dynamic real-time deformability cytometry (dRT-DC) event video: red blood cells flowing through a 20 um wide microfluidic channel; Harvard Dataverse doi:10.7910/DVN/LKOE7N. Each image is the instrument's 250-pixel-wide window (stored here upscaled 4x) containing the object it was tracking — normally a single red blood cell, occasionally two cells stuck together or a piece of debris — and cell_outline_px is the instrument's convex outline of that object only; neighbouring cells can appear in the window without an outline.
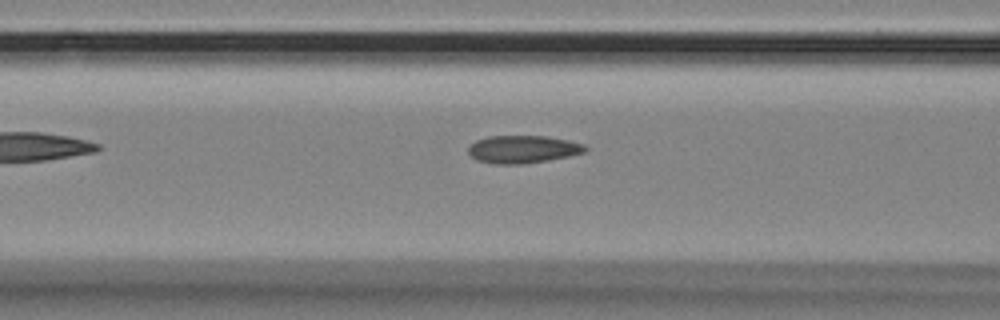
{"species": "Egyptian fruit bat (a non-hibernating species)", "species_latin": "Rousettus aegyptiacus", "temperature_condition": "room temperature", "stored_images_in_passage": 36, "camera_frame_rate_fps": 3000, "um_per_image_px": 0.085, "animal": {"sex": "female"}, "frame": {"image": 1, "passage_image": 5, "time_ms": 1.333, "image_size_px": [1000, 320], "cell_outline_px": [[588, 148], [584, 152], [568, 156], [548, 160], [524, 164], [496, 164], [476, 160], [468, 152], [468, 148], [476, 140], [488, 136], [548, 136], [568, 140], [584, 144]], "centroid_in_image_um": [44.44, 12.68], "position_along_channel_um": 122.2, "area_um2": 18.84}}
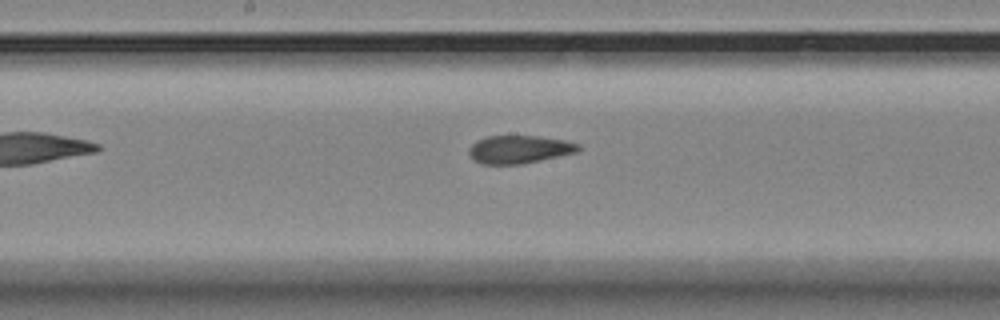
{"frame": {"image": 2, "passage_image": 12, "time_ms": 3.667, "image_size_px": [1000, 320], "cell_outline_px": [[580, 148], [576, 152], [540, 160], [520, 164], [480, 164], [468, 152], [468, 148], [476, 140], [488, 136], [540, 136], [564, 140], [580, 144]], "centroid_in_image_um": [44.12, 12.69], "position_along_channel_um": 204.1, "area_um2": 17.69}}
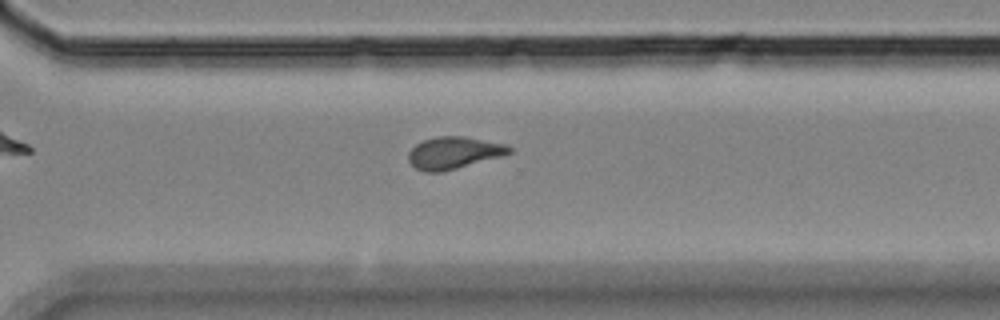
{"frame": {"image": 3, "passage_image": 23, "time_ms": 7.333, "image_size_px": [1000, 320], "cell_outline_px": [[512, 152], [500, 156], [456, 168], [440, 172], [424, 172], [416, 168], [408, 160], [408, 152], [416, 144], [424, 140], [436, 136], [460, 136], [504, 144], [512, 148]], "centroid_in_image_um": [38.52, 12.99], "position_along_channel_um": 332.1, "area_um2": 18.44}}